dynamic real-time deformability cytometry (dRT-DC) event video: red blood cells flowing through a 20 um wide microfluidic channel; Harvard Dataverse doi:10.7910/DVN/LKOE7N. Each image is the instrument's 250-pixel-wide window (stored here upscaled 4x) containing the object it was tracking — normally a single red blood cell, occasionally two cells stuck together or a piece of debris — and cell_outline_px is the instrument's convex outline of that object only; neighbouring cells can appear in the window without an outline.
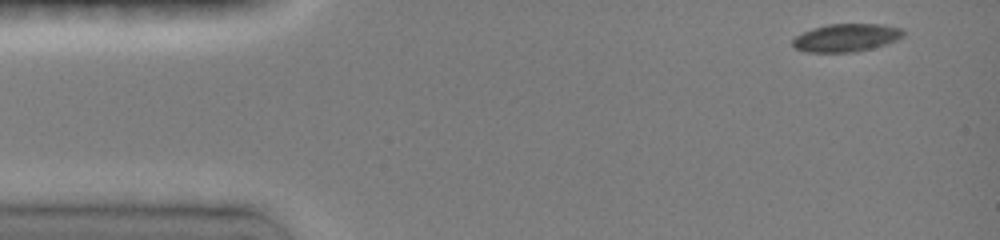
{"species": "common noctule bat (a hibernating species)", "species_latin": "Nyctalus noctula", "temperature_condition": "room temperature", "stored_images_in_passage": 11, "camera_frame_rate_fps": 3000, "um_per_image_px": 0.085, "animal": {"sex": "female", "body_mass_g": 19.0, "forearm_length_mm": 51.5}, "frame": {"image": 1, "passage_image": 1, "time_ms": 0.0, "image_size_px": [1000, 240], "cell_outline_px": [[904, 36], [896, 40], [872, 48], [856, 52], [804, 52], [796, 48], [792, 44], [792, 40], [796, 36], [804, 32], [828, 24], [880, 24], [904, 28]], "centroid_in_image_um": [71.96, 3.21], "position_along_channel_um": 13.0, "area_um2": 17.92}}
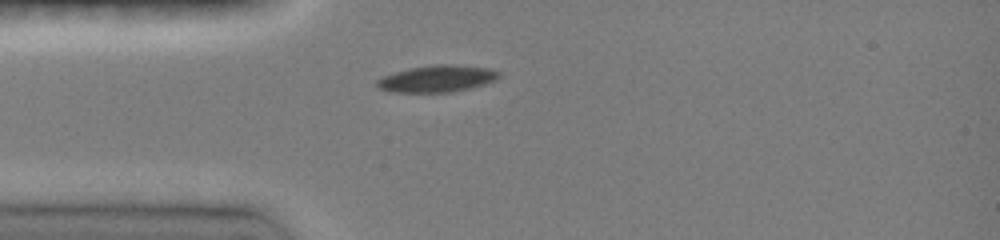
{"frame": {"image": 2, "passage_image": 8, "time_ms": 3.0, "image_size_px": [1000, 240], "cell_outline_px": [[500, 76], [496, 80], [484, 84], [452, 92], [392, 92], [380, 88], [376, 84], [376, 80], [384, 76], [408, 68], [436, 64], [452, 64], [488, 68], [500, 72]], "centroid_in_image_um": [37.16, 6.68], "position_along_channel_um": 47.8, "area_um2": 18.9}}